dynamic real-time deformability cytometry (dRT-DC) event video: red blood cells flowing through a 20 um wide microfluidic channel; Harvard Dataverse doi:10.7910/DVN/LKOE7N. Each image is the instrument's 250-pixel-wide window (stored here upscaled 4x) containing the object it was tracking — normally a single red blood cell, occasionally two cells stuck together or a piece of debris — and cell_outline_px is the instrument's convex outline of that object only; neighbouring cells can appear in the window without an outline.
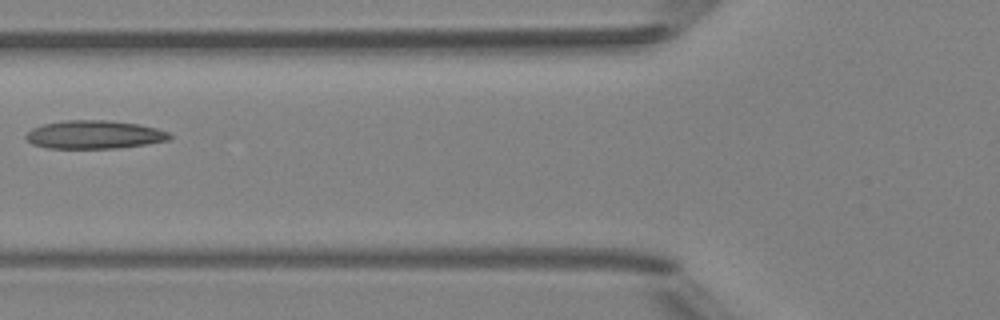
{"species": "Egyptian fruit bat (a non-hibernating species)", "species_latin": "Rousettus aegyptiacus", "temperature_condition": "room temperature", "stored_images_in_passage": 6, "camera_frame_rate_fps": 3000, "um_per_image_px": 0.085, "animal": {"sex": "female"}, "frame": {"image": 1, "passage_image": 5, "time_ms": 4.667, "image_size_px": [1000, 320], "cell_outline_px": [[172, 136], [168, 140], [148, 144], [116, 148], [48, 148], [32, 144], [24, 136], [32, 128], [44, 124], [64, 120], [108, 120], [140, 124], [156, 128], [168, 132]], "centroid_in_image_um": [8.02, 11.44], "position_along_channel_um": 117.8, "area_um2": 23.7}}
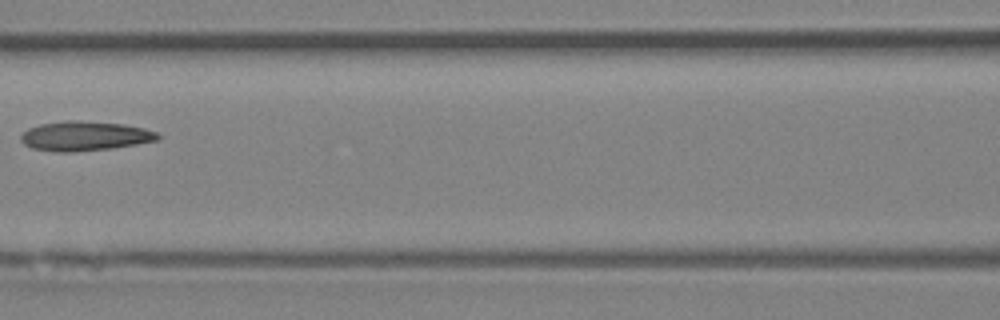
{"frame": {"image": 2, "passage_image": 6, "time_ms": 5.667, "image_size_px": [1000, 320], "cell_outline_px": [[160, 140], [112, 148], [72, 152], [56, 152], [32, 148], [24, 144], [20, 140], [20, 136], [28, 128], [40, 124], [68, 120], [80, 120], [124, 124], [144, 128], [156, 132], [160, 136]], "centroid_in_image_um": [7.2, 11.56], "position_along_channel_um": 159.4, "area_um2": 23.64}}